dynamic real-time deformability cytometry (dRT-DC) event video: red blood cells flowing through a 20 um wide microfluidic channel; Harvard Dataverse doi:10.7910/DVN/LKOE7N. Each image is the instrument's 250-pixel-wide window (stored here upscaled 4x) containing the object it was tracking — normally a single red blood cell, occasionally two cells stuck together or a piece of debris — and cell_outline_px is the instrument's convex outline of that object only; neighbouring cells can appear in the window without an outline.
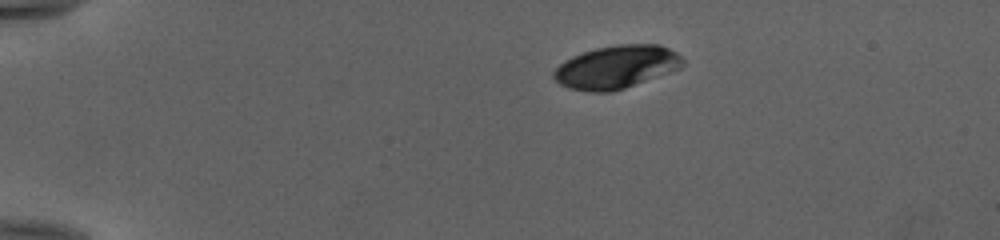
{"species": "human", "species_latin": "Homo sapiens", "temperature_condition": "cold", "stored_images_in_passage": 43, "camera_frame_rate_fps": 3000, "um_per_image_px": 0.085, "donor": {"sex": "female"}, "frame": {"image": 1, "passage_image": 1, "time_ms": 0.0, "image_size_px": [1000, 240], "cell_outline_px": [[684, 64], [680, 68], [672, 72], [612, 92], [588, 92], [568, 88], [560, 84], [552, 76], [552, 72], [564, 60], [572, 56], [596, 48], [616, 44], [660, 44], [676, 52], [684, 60]], "centroid_in_image_um": [52.39, 5.7], "position_along_channel_um": 32.6, "area_um2": 32.54}}
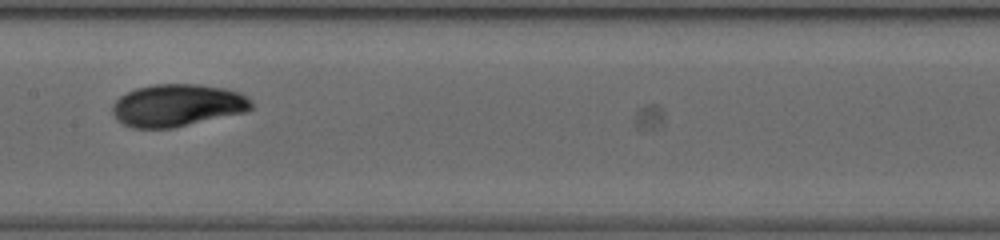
{"frame": {"image": 2, "passage_image": 19, "time_ms": 6.0, "image_size_px": [1000, 240], "cell_outline_px": [[252, 108], [248, 112], [172, 128], [132, 128], [116, 120], [112, 112], [112, 104], [120, 96], [136, 88], [156, 84], [196, 84], [224, 88], [240, 92], [248, 96], [252, 100]], "centroid_in_image_um": [15.1, 8.96], "position_along_channel_um": 192.3, "area_um2": 34.56}}
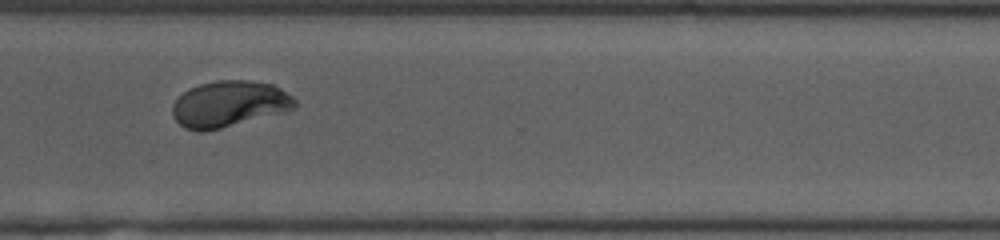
{"frame": {"image": 3, "passage_image": 31, "time_ms": 10.0, "image_size_px": [1000, 240], "cell_outline_px": [[296, 108], [284, 112], [204, 132], [196, 132], [184, 128], [172, 116], [172, 104], [188, 88], [200, 84], [216, 80], [252, 80], [272, 84], [280, 88], [292, 96], [296, 100]], "centroid_in_image_um": [19.47, 8.83], "position_along_channel_um": 351.1, "area_um2": 33.06}, "authors_computed_cell_mechanics": {"area_um2": 32.7148, "velocity_mm_per_s": 3.9748, "shape_relaxation_time_tau1_ms": 4.471, "shape_relaxation_time_tau2_ms": 0.9288, "deformation_change_tau1": 0.1738, "deformation_change_tau2": 0.0441}}